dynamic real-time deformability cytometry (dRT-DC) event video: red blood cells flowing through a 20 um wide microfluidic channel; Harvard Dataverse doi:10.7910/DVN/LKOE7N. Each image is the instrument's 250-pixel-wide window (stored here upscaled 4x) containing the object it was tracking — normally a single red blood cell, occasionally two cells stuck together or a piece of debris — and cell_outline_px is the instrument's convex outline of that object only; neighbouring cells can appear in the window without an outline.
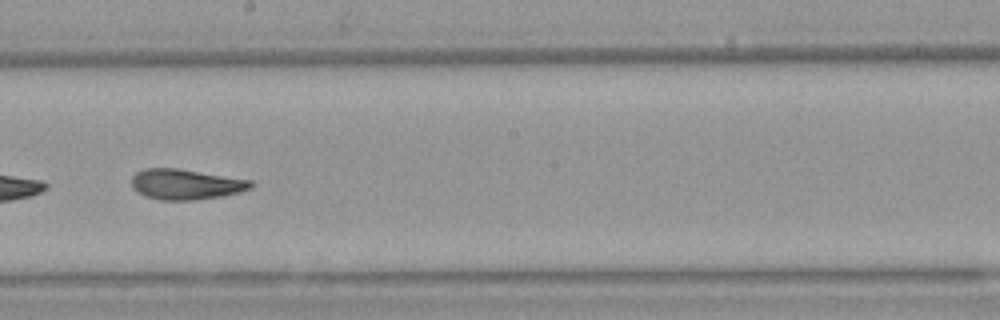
{"species": "Egyptian fruit bat (a non-hibernating species)", "species_latin": "Rousettus aegyptiacus", "temperature_condition": "warm", "stored_images_in_passage": 27, "segment_of_instrument_passage": [2, 2], "camera_frame_rate_fps": 3000, "um_per_image_px": 0.085, "animal": {"sex": "female"}, "frame": {"image": 1, "passage_image": 22, "time_ms": 7.0, "image_size_px": [1000, 320], "cell_outline_px": [[256, 184], [252, 188], [240, 192], [220, 196], [196, 200], [160, 200], [136, 192], [132, 188], [132, 176], [136, 172], [144, 168], [176, 168], [252, 180]], "centroid_in_image_um": [15.8, 15.66], "position_along_channel_um": 232.4, "area_um2": 21.21}}
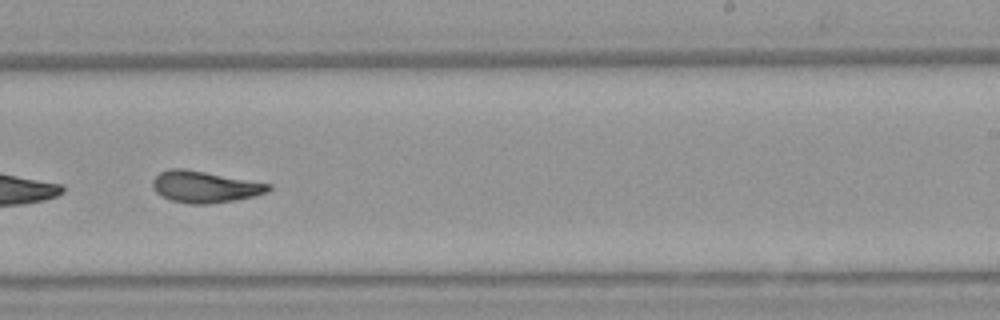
{"frame": {"image": 2, "passage_image": 25, "time_ms": 8.0, "image_size_px": [1000, 320], "cell_outline_px": [[272, 188], [268, 192], [256, 196], [236, 200], [208, 204], [188, 204], [172, 200], [156, 192], [152, 188], [152, 180], [160, 172], [168, 168], [184, 168], [272, 184]], "centroid_in_image_um": [17.42, 15.88], "position_along_channel_um": 271.6, "area_um2": 21.44}}